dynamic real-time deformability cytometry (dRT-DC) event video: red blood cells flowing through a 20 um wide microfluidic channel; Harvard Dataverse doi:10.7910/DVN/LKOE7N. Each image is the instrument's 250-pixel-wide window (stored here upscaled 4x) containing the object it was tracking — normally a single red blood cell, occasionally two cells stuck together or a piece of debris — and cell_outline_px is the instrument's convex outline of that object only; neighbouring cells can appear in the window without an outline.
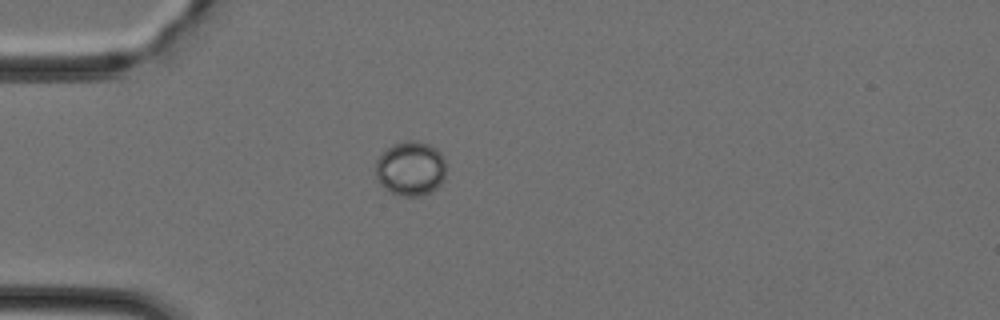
{"species": "Egyptian fruit bat (a non-hibernating species)", "species_latin": "Rousettus aegyptiacus", "temperature_condition": "cold", "stored_images_in_passage": 34, "camera_frame_rate_fps": 3000, "um_per_image_px": 0.085, "animal": {"sex": "female"}, "frame": {"image": 1, "passage_image": 1, "time_ms": 0.0, "image_size_px": [1000, 320], "cell_outline_px": [[444, 180], [432, 192], [420, 196], [404, 196], [388, 192], [376, 180], [376, 160], [392, 144], [408, 140], [416, 140], [428, 144], [436, 148], [444, 156]], "centroid_in_image_um": [34.89, 14.33], "position_along_channel_um": 50.1, "area_um2": 22.54}}
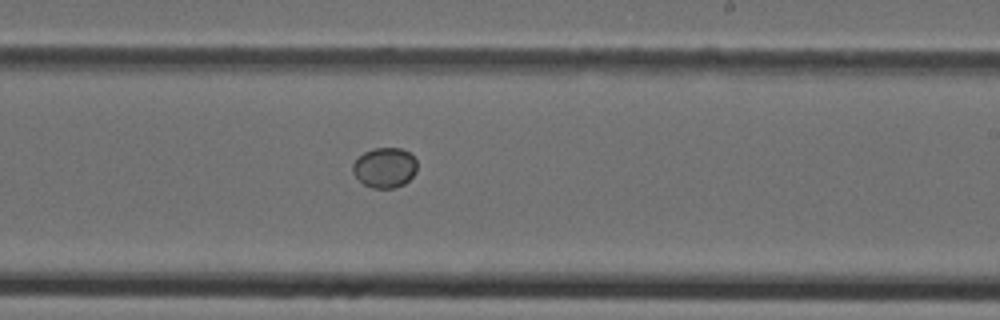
{"frame": {"image": 2, "passage_image": 16, "time_ms": 5.0, "image_size_px": [1000, 320], "cell_outline_px": [[416, 172], [404, 184], [392, 188], [372, 188], [364, 184], [352, 172], [352, 164], [364, 152], [372, 148], [400, 148], [408, 152], [416, 160]], "centroid_in_image_um": [32.69, 14.24], "position_along_channel_um": 256.3, "area_um2": 14.91}}
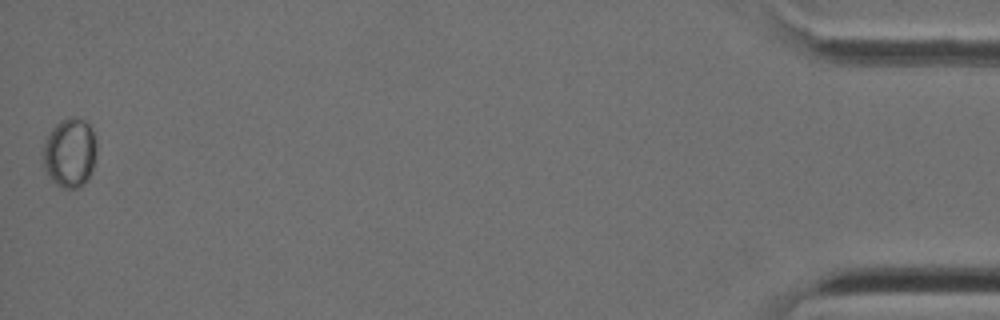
{"frame": {"image": 3, "passage_image": 34, "time_ms": 11.0, "image_size_px": [1000, 320], "cell_outline_px": [[96, 152], [92, 168], [88, 180], [84, 184], [76, 188], [60, 188], [52, 180], [44, 168], [44, 144], [52, 128], [60, 120], [68, 116], [72, 116], [84, 120], [88, 124], [96, 140]], "centroid_in_image_um": [5.94, 12.98], "position_along_channel_um": 429.3, "area_um2": 21.5}}